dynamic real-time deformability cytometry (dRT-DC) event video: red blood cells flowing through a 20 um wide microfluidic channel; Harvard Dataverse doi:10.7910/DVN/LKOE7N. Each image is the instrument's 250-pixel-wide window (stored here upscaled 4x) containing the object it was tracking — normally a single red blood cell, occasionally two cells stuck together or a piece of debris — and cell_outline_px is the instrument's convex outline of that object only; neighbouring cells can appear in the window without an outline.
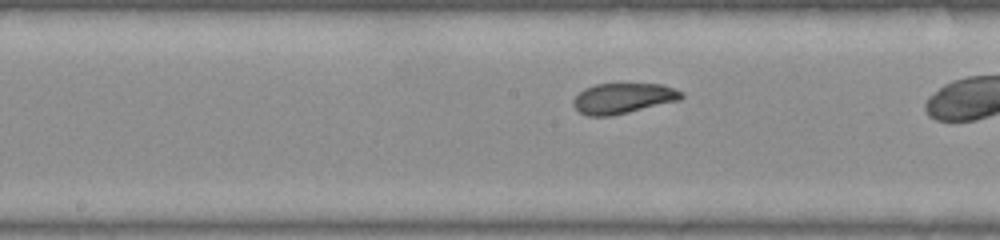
{"species": "common noctule bat (a hibernating species)", "species_latin": "Nyctalus noctula", "temperature_condition": "warm", "stored_images_in_passage": 26, "camera_frame_rate_fps": 3000, "um_per_image_px": 0.085, "animal": {"sex": "female", "body_mass_g": 22.0, "forearm_length_mm": 56.7}, "frame": {"image": 1, "passage_image": 12, "time_ms": 3.667, "image_size_px": [1000, 240], "cell_outline_px": [[684, 96], [680, 100], [612, 116], [588, 116], [580, 112], [572, 104], [572, 100], [584, 88], [596, 84], [664, 84], [684, 92]], "centroid_in_image_um": [52.98, 8.35], "position_along_channel_um": 195.2, "area_um2": 19.25}}
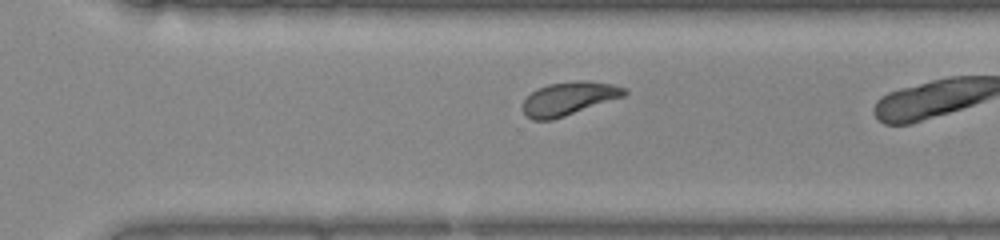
{"frame": {"image": 2, "passage_image": 22, "time_ms": 7.0, "image_size_px": [1000, 240], "cell_outline_px": [[628, 92], [624, 96], [552, 120], [532, 120], [524, 112], [524, 100], [536, 88], [548, 84], [580, 80], [584, 80], [612, 84], [628, 88]], "centroid_in_image_um": [48.37, 8.36], "position_along_channel_um": 322.2, "area_um2": 19.54}}